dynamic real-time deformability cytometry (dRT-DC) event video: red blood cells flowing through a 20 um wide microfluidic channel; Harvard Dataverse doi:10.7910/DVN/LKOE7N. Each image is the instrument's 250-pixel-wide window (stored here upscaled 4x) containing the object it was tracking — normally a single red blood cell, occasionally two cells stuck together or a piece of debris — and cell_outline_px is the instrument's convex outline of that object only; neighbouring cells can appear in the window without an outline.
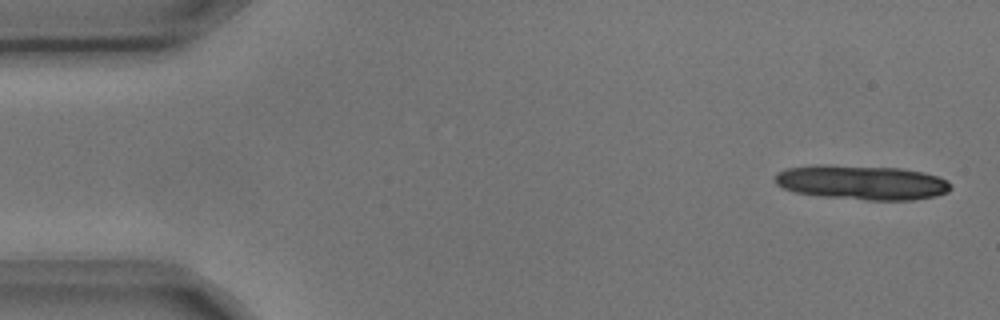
{"species": "common noctule bat (a hibernating species)", "species_latin": "Nyctalus noctula", "temperature_condition": "cold", "stored_images_in_passage": 6, "camera_frame_rate_fps": 3000, "um_per_image_px": 0.085, "animal": {"sex": "male", "body_mass_g": 17.9, "forearm_length_mm": 54.2}, "frame": {"image": 1, "passage_image": 1, "time_ms": 0.0, "image_size_px": [1000, 320], "cell_outline_px": [[952, 188], [948, 192], [936, 196], [912, 200], [868, 200], [820, 196], [792, 192], [776, 184], [776, 172], [784, 168], [816, 164], [824, 164], [900, 168], [924, 172], [948, 180], [952, 184]], "centroid_in_image_um": [73.24, 15.5], "position_along_channel_um": 11.8, "area_um2": 35.78}}
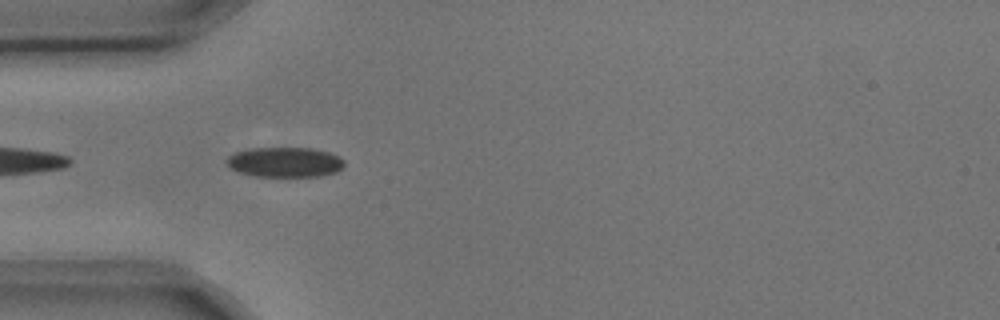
{"frame": {"image": 2, "passage_image": 5, "time_ms": 1.333, "image_size_px": [1000, 320], "cell_outline_px": [[344, 164], [336, 172], [320, 176], [256, 176], [240, 172], [232, 168], [224, 160], [228, 156], [236, 152], [248, 148], [312, 148], [328, 152], [340, 156], [344, 160]], "centroid_in_image_um": [24.22, 13.77], "position_along_channel_um": 60.8, "area_um2": 20.46}}
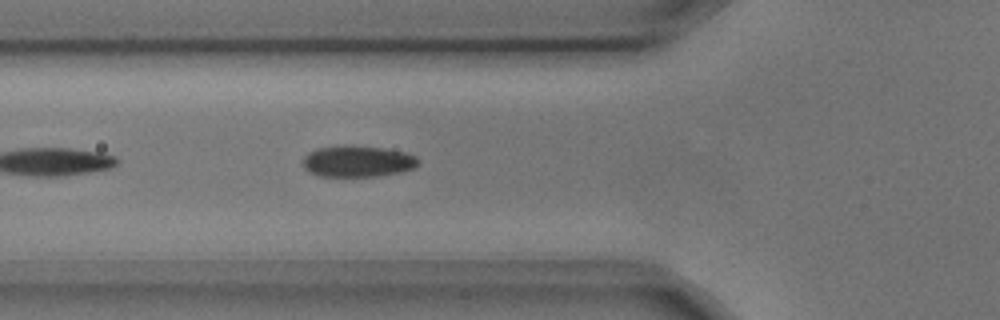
{"frame": {"image": 3, "passage_image": 6, "time_ms": 1.667, "image_size_px": [1000, 320], "cell_outline_px": [[420, 164], [416, 168], [400, 172], [380, 176], [320, 176], [308, 172], [304, 168], [304, 156], [308, 152], [316, 148], [344, 144], [384, 148], [408, 152], [416, 156], [420, 160]], "centroid_in_image_um": [30.44, 13.7], "position_along_channel_um": 95.4, "area_um2": 21.56}}